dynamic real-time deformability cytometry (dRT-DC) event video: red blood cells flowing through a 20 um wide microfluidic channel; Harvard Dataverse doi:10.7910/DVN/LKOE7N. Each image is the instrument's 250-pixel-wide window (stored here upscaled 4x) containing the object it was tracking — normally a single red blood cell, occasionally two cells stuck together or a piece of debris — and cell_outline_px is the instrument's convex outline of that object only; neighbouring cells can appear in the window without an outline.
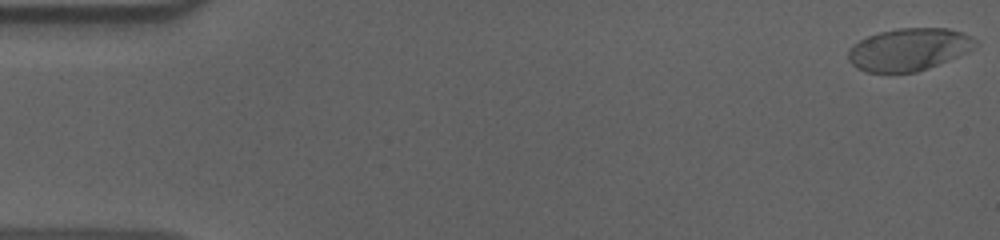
{"species": "human", "species_latin": "Homo sapiens", "temperature_condition": "cold", "stored_images_in_passage": 57, "camera_frame_rate_fps": 3000, "um_per_image_px": 0.085, "donor": {"sex": "male"}, "frame": {"image": 1, "passage_image": 1, "time_ms": 0.0, "image_size_px": [1000, 240], "cell_outline_px": [[980, 44], [976, 48], [968, 52], [928, 68], [916, 72], [864, 72], [856, 68], [848, 60], [848, 52], [852, 44], [868, 36], [880, 32], [900, 28], [948, 28], [964, 32], [972, 36]], "centroid_in_image_um": [77.28, 4.2], "position_along_channel_um": 7.7, "area_um2": 31.67}}
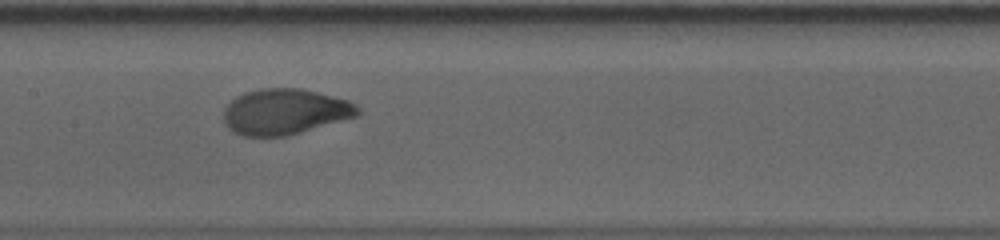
{"frame": {"image": 2, "passage_image": 28, "time_ms": 9.0, "image_size_px": [1000, 240], "cell_outline_px": [[360, 116], [300, 132], [284, 136], [244, 136], [228, 128], [224, 124], [224, 108], [236, 96], [244, 92], [260, 88], [300, 88], [348, 100], [356, 104], [360, 108]], "centroid_in_image_um": [24.23, 9.49], "position_along_channel_um": 183.2, "area_um2": 35.78}}
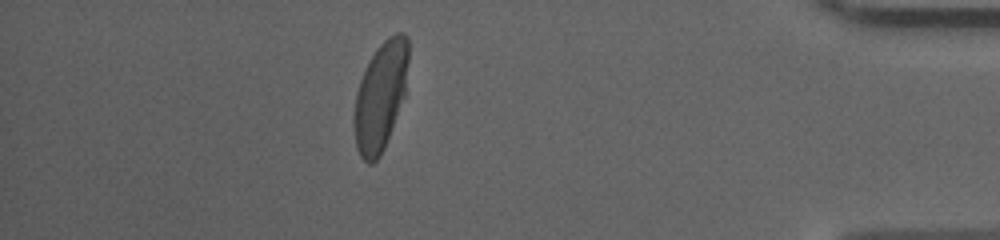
{"frame": {"image": 3, "passage_image": 50, "time_ms": 16.333, "image_size_px": [1000, 240], "cell_outline_px": [[408, 60], [404, 96], [392, 128], [384, 148], [380, 156], [372, 164], [368, 164], [360, 156], [356, 148], [352, 124], [352, 116], [356, 92], [364, 68], [376, 48], [388, 36], [396, 32], [404, 32], [408, 36]], "centroid_in_image_um": [32.31, 8.17], "position_along_channel_um": 402.9, "area_um2": 34.8}, "authors_computed_cell_mechanics": {"area_um2": 35.2002, "velocity_mm_per_s": 3.6032, "shape_relaxation_time_tau1_ms": 3.5317, "shape_relaxation_time_tau2_ms": null, "deformation_change_tau1": 0.1854, "deformation_change_tau2": null}}